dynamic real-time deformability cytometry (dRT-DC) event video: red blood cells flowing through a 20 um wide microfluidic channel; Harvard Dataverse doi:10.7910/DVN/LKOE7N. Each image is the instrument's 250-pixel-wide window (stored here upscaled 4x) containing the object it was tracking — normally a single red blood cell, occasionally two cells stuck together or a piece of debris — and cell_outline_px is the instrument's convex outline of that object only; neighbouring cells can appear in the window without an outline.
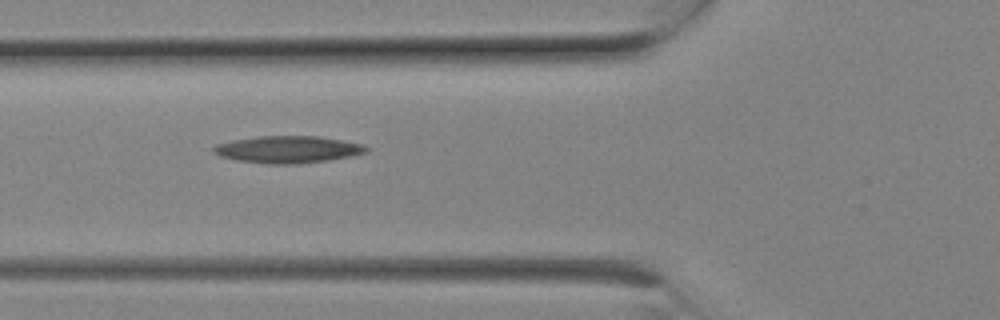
{"species": "Egyptian fruit bat (a non-hibernating species)", "species_latin": "Rousettus aegyptiacus", "temperature_condition": "room temperature", "stored_images_in_passage": 3, "camera_frame_rate_fps": 3000, "um_per_image_px": 0.085, "animal": {"sex": "female"}, "frame": {"image": 1, "passage_image": 2, "time_ms": 0.333, "image_size_px": [1000, 320], "cell_outline_px": [[368, 152], [352, 156], [328, 160], [296, 164], [268, 164], [236, 160], [220, 156], [212, 152], [212, 148], [216, 144], [232, 140], [260, 136], [316, 136], [364, 144], [368, 148]], "centroid_in_image_um": [24.45, 12.71], "position_along_channel_um": 101.3, "area_um2": 24.1}}
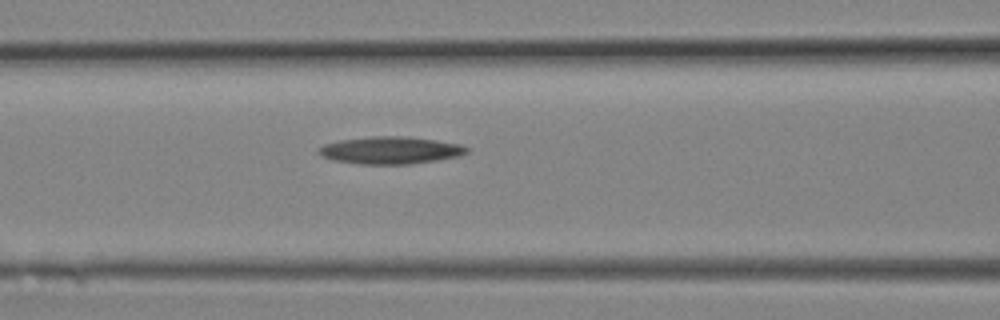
{"frame": {"image": 2, "passage_image": 3, "time_ms": 0.667, "image_size_px": [1000, 320], "cell_outline_px": [[468, 152], [460, 156], [436, 160], [408, 164], [360, 164], [332, 160], [320, 156], [316, 152], [316, 148], [324, 144], [340, 140], [372, 136], [404, 136], [436, 140], [460, 144], [468, 148]], "centroid_in_image_um": [33.13, 12.77], "position_along_channel_um": 133.5, "area_um2": 23.7}}